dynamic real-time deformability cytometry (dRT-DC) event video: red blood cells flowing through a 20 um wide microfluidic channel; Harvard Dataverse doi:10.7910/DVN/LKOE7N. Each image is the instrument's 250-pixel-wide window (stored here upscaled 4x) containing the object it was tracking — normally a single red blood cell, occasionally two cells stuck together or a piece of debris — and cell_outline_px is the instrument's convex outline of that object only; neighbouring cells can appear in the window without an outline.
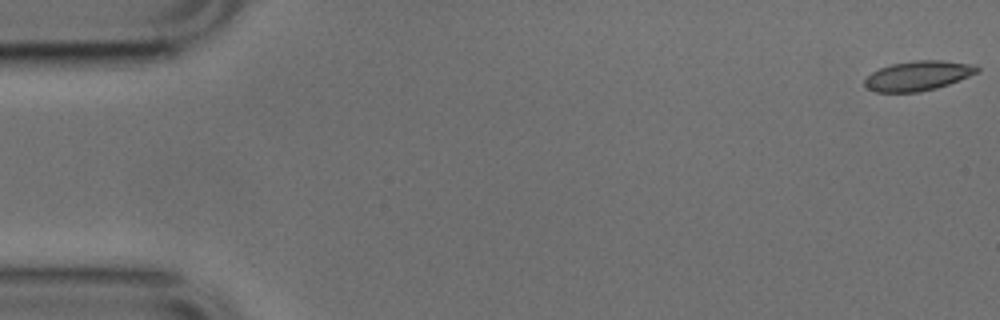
{"species": "common noctule bat (a hibernating species)", "species_latin": "Nyctalus noctula", "temperature_condition": "cold", "stored_images_in_passage": 52, "camera_frame_rate_fps": 3000, "um_per_image_px": 0.085, "animal": {"sex": "male", "body_mass_g": 17.9, "forearm_length_mm": 54.2}, "frame": {"image": 1, "passage_image": 1, "time_ms": 0.0, "image_size_px": [1000, 320], "cell_outline_px": [[980, 72], [948, 84], [936, 88], [920, 92], [876, 92], [864, 88], [864, 80], [872, 72], [880, 68], [892, 64], [916, 60], [940, 60], [976, 64], [980, 68]], "centroid_in_image_um": [78.05, 6.44], "position_along_channel_um": 7.0, "area_um2": 19.59}}
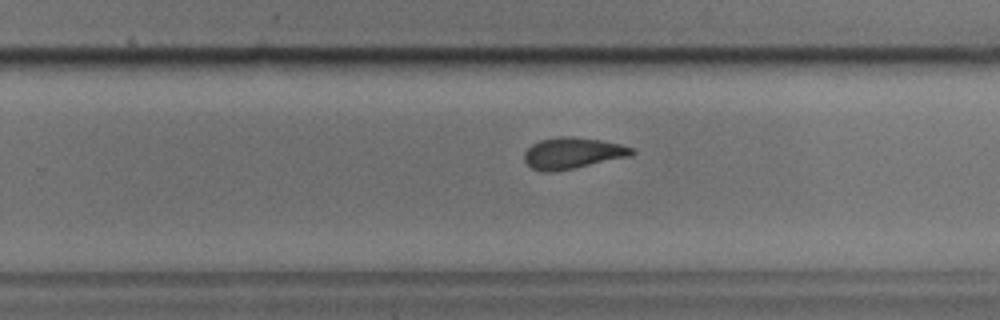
{"frame": {"image": 2, "passage_image": 33, "time_ms": 10.667, "image_size_px": [1000, 320], "cell_outline_px": [[636, 152], [632, 156], [552, 172], [540, 172], [532, 168], [524, 160], [524, 152], [532, 144], [540, 140], [560, 136], [572, 136], [600, 140], [620, 144], [636, 148]], "centroid_in_image_um": [48.69, 13.01], "position_along_channel_um": 281.1, "area_um2": 19.65}}
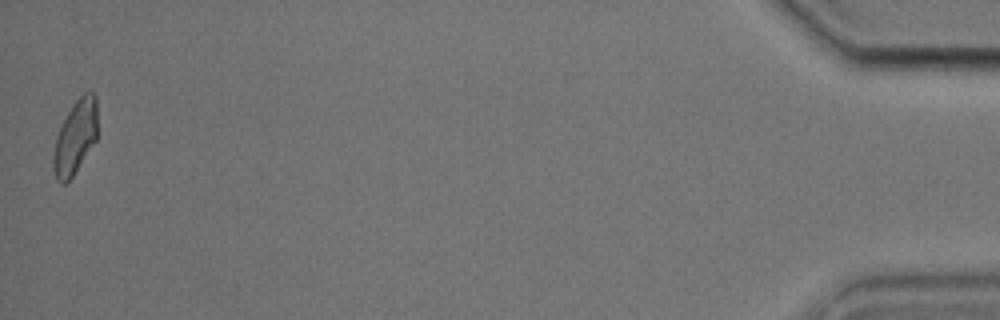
{"frame": {"image": 3, "passage_image": 52, "time_ms": 17.0, "image_size_px": [1000, 320], "cell_outline_px": [[96, 140], [72, 176], [64, 184], [60, 184], [56, 180], [52, 168], [52, 156], [56, 136], [72, 104], [84, 92], [92, 92], [96, 96]], "centroid_in_image_um": [6.37, 11.68], "position_along_channel_um": 428.8, "area_um2": 18.79}, "authors_computed_cell_mechanics": {"area_um2": 19.6231, "velocity_mm_per_s": 3.8119, "shape_relaxation_time_tau1_ms": 3.1572, "shape_relaxation_time_tau2_ms": 1.7594, "deformation_change_tau1": 0.1258, "deformation_change_tau2": 0.088}}